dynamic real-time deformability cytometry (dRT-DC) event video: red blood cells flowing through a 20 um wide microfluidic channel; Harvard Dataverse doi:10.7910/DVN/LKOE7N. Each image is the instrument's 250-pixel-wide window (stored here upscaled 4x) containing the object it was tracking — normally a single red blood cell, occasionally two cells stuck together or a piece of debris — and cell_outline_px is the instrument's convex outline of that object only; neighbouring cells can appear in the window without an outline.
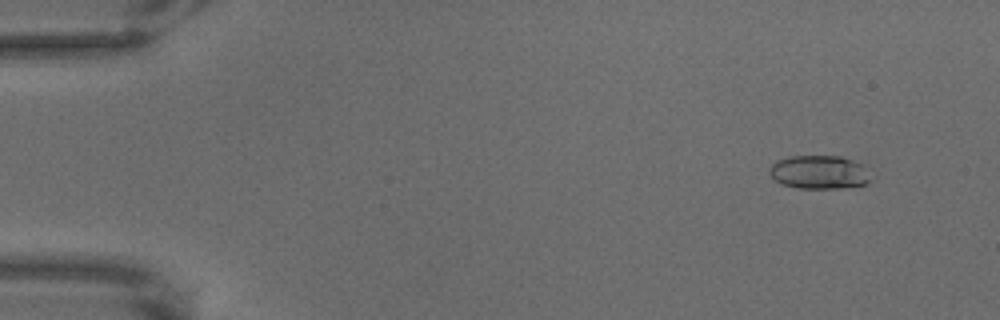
{"species": "common noctule bat (a hibernating species)", "species_latin": "Nyctalus noctula", "temperature_condition": "warm", "stored_images_in_passage": 64, "camera_frame_rate_fps": 3000, "um_per_image_px": 0.085, "animal": {"sex": "male", "body_mass_g": 18.8}, "frame": {"image": 1, "passage_image": 6, "time_ms": 1.667, "image_size_px": [1000, 320], "cell_outline_px": [[868, 180], [864, 184], [840, 188], [800, 188], [780, 184], [768, 172], [768, 168], [776, 160], [788, 156], [840, 156], [852, 160], [860, 164]], "centroid_in_image_um": [69.5, 14.63], "position_along_channel_um": 15.5, "area_um2": 19.36}}
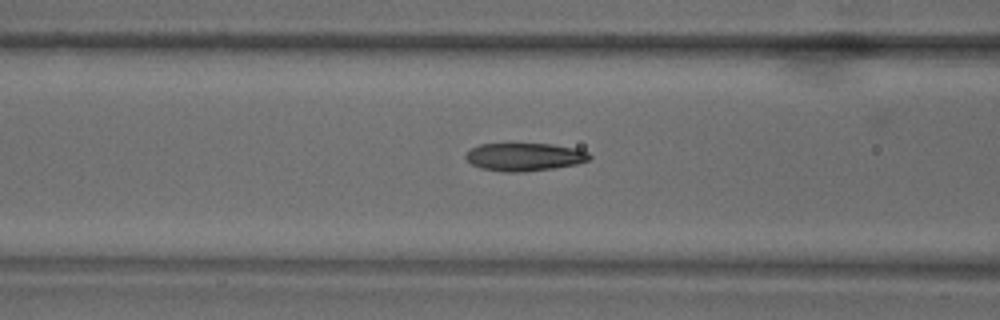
{"frame": {"image": 2, "passage_image": 28, "time_ms": 9.0, "image_size_px": [1000, 320], "cell_outline_px": [[592, 156], [588, 160], [576, 164], [552, 168], [524, 172], [504, 172], [480, 168], [472, 164], [464, 156], [472, 148], [480, 144], [552, 144], [576, 148], [588, 152]], "centroid_in_image_um": [44.59, 13.34], "position_along_channel_um": 122.0, "area_um2": 20.06}}
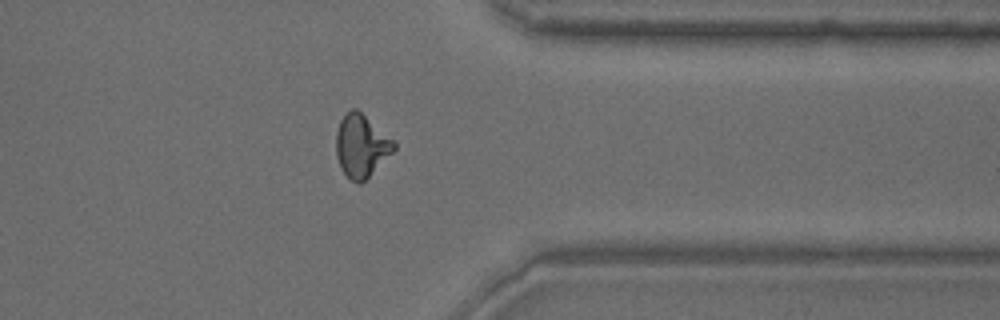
{"frame": {"image": 3, "passage_image": 54, "time_ms": 17.667, "image_size_px": [1000, 320], "cell_outline_px": [[396, 148], [360, 184], [352, 180], [340, 168], [336, 156], [336, 132], [340, 120], [352, 108], [356, 108], [392, 140], [396, 144]], "centroid_in_image_um": [30.67, 12.39], "position_along_channel_um": 380.7, "area_um2": 20.46}}